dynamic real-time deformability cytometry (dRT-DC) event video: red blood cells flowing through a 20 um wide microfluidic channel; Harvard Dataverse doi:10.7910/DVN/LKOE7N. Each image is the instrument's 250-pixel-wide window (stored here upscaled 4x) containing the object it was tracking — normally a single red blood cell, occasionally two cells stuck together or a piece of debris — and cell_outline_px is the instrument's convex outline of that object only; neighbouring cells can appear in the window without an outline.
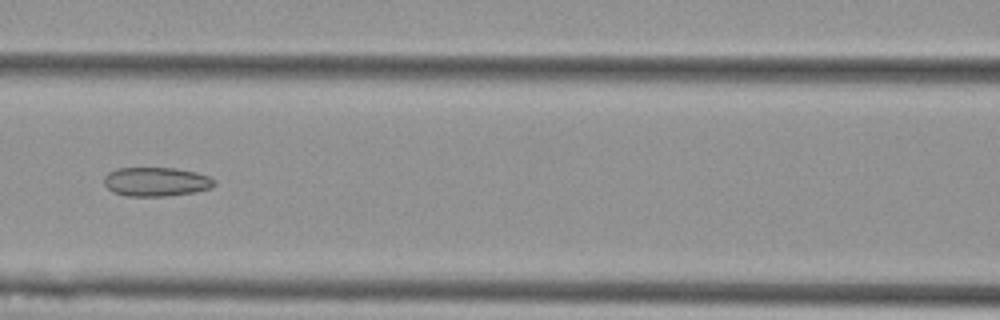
{"species": "Egyptian fruit bat (a non-hibernating species)", "species_latin": "Rousettus aegyptiacus", "temperature_condition": "cold", "stored_images_in_passage": 9, "camera_frame_rate_fps": 3000, "um_per_image_px": 0.085, "animal": {"sex": "female"}, "frame": {"image": 1, "passage_image": 7, "time_ms": 2.0, "image_size_px": [1000, 320], "cell_outline_px": [[216, 184], [212, 188], [196, 192], [164, 196], [128, 196], [112, 192], [104, 184], [104, 176], [108, 172], [116, 168], [176, 168], [196, 172], [208, 176], [216, 180]], "centroid_in_image_um": [13.28, 15.44], "position_along_channel_um": 153.3, "area_um2": 18.84}}
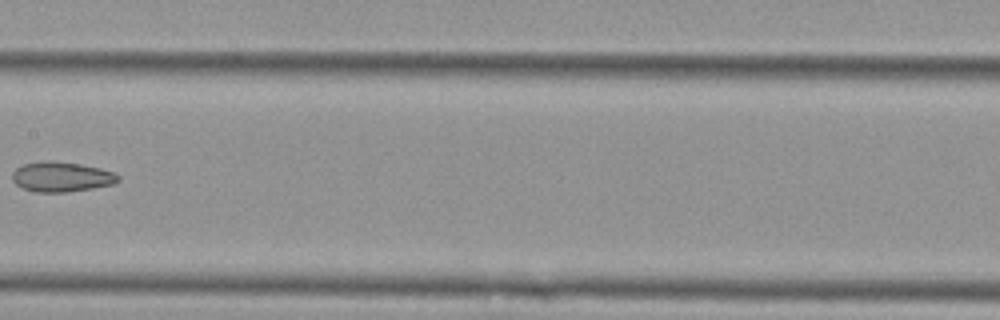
{"frame": {"image": 2, "passage_image": 8, "time_ms": 2.333, "image_size_px": [1000, 320], "cell_outline_px": [[120, 180], [112, 184], [92, 188], [68, 192], [36, 192], [24, 188], [16, 184], [12, 180], [12, 172], [16, 168], [24, 164], [44, 160], [52, 160], [80, 164], [100, 168], [112, 172], [120, 176]], "centroid_in_image_um": [5.21, 15.02], "position_along_channel_um": 202.2, "area_um2": 18.5}}
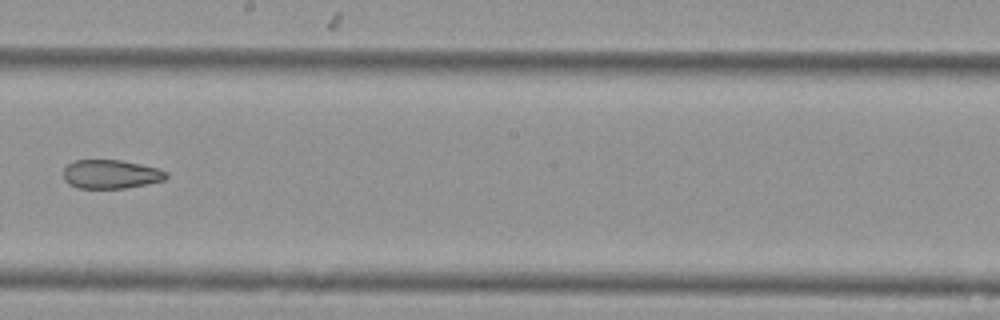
{"frame": {"image": 3, "passage_image": 9, "time_ms": 2.667, "image_size_px": [1000, 320], "cell_outline_px": [[168, 176], [164, 180], [124, 188], [76, 188], [68, 184], [64, 180], [64, 168], [68, 164], [76, 160], [120, 160], [140, 164], [156, 168], [168, 172]], "centroid_in_image_um": [9.39, 14.81], "position_along_channel_um": 238.8, "area_um2": 17.17}}